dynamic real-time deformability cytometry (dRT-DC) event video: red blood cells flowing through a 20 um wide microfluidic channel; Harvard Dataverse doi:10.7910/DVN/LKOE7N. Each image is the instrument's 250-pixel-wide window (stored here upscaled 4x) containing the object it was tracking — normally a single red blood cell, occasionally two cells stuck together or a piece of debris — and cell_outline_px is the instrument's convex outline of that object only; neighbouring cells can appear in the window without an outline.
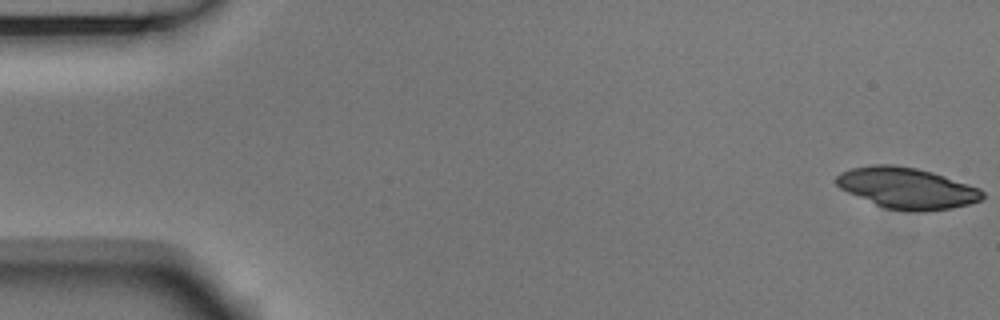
{"species": "Egyptian fruit bat (a non-hibernating species)", "species_latin": "Rousettus aegyptiacus", "temperature_condition": "room temperature", "stored_images_in_passage": 53, "camera_frame_rate_fps": 3000, "um_per_image_px": 0.085, "animal": {"sex": "male"}, "frame": {"image": 1, "passage_image": 1, "time_ms": 0.0, "image_size_px": [1000, 320], "cell_outline_px": [[984, 196], [980, 200], [968, 204], [952, 208], [924, 212], [912, 212], [884, 208], [848, 192], [840, 188], [836, 184], [836, 176], [840, 172], [852, 168], [872, 164], [892, 164], [916, 168], [932, 172], [980, 188], [984, 192]], "centroid_in_image_um": [77.08, 15.99], "position_along_channel_um": 7.9, "area_um2": 34.97}}